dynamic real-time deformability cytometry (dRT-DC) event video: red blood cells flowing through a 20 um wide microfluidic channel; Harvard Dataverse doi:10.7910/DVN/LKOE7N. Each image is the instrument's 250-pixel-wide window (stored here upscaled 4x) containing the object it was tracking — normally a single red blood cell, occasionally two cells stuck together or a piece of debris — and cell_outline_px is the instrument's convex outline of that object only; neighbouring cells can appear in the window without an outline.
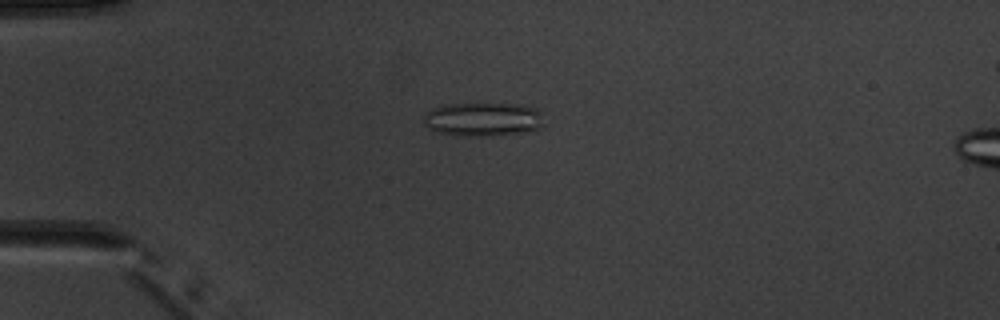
{"species": "common noctule bat (a hibernating species)", "species_latin": "Nyctalus noctula", "temperature_condition": "warm", "stored_images_in_passage": 3, "camera_frame_rate_fps": 3000, "um_per_image_px": 0.085, "animal": {"sex": "male", "body_mass_g": 20.1, "forearm_length_mm": 53.5}, "frame": {"image": 1, "passage_image": 2, "time_ms": 1.0, "image_size_px": [1000, 320], "cell_outline_px": [[544, 112], [540, 128], [520, 132], [492, 136], [464, 136], [440, 132], [424, 124], [424, 112], [432, 108], [448, 104], [520, 104], [536, 108]], "centroid_in_image_um": [41.08, 10.13], "position_along_channel_um": 43.9, "area_um2": 23.58}}